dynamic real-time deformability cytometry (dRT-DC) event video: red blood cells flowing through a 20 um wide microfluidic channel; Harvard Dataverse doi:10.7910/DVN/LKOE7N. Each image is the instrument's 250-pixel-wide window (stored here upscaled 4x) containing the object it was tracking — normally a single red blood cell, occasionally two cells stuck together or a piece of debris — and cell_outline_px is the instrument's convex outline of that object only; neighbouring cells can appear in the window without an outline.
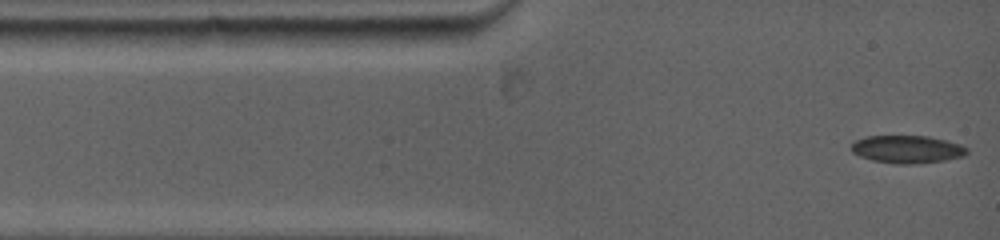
{"species": "common noctule bat (a hibernating species)", "species_latin": "Nyctalus noctula", "temperature_condition": "warm", "stored_images_in_passage": 90, "camera_frame_rate_fps": 5000, "um_per_image_px": 0.085, "animal": {"sex": "female", "body_mass_g": 19.0, "forearm_length_mm": 53.3}, "frame": {"image": 1, "passage_image": 1, "time_ms": 0.0, "image_size_px": [1000, 240], "cell_outline_px": [[968, 152], [964, 156], [944, 160], [912, 164], [896, 164], [872, 160], [860, 156], [852, 152], [852, 144], [856, 140], [868, 136], [928, 136], [948, 140], [960, 144], [968, 148]], "centroid_in_image_um": [77.14, 12.68], "position_along_channel_um": 7.9, "area_um2": 18.67}}
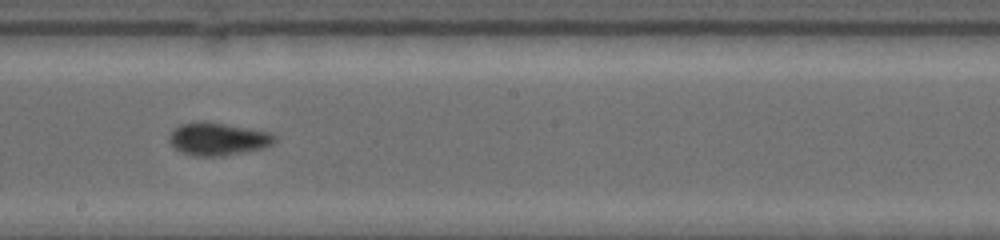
{"frame": {"image": 2, "passage_image": 39, "time_ms": 6.8, "image_size_px": [1000, 240], "cell_outline_px": [[276, 140], [272, 144], [264, 148], [224, 156], [192, 156], [180, 152], [168, 140], [168, 136], [180, 124], [224, 124], [268, 132], [276, 136]], "centroid_in_image_um": [18.54, 11.87], "position_along_channel_um": 229.7, "area_um2": 19.42}}
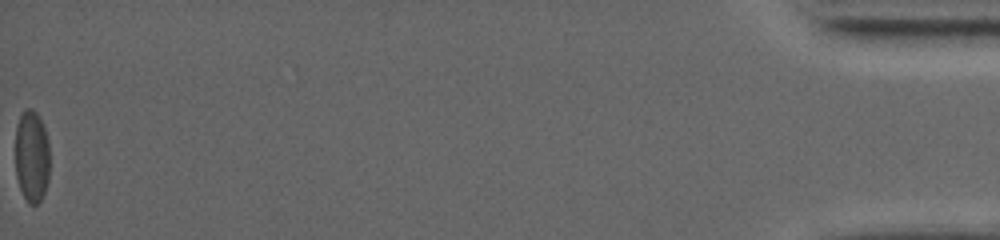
{"frame": {"image": 3, "passage_image": 90, "time_ms": 16.4, "image_size_px": [1000, 240], "cell_outline_px": [[48, 180], [44, 192], [40, 200], [36, 204], [28, 204], [20, 188], [16, 176], [16, 124], [20, 112], [24, 108], [32, 108], [40, 116], [44, 124], [48, 140]], "centroid_in_image_um": [2.69, 13.21], "position_along_channel_um": 432.5, "area_um2": 18.67}, "authors_computed_cell_mechanics": {"area_um2": 18.6983, "velocity_mm_per_s": 3.8947, "shape_relaxation_time_tau1_ms": 5.4023, "shape_relaxation_time_tau2_ms": 2.3165, "deformation_change_tau1": 0.1106, "deformation_change_tau2": 0.053}}